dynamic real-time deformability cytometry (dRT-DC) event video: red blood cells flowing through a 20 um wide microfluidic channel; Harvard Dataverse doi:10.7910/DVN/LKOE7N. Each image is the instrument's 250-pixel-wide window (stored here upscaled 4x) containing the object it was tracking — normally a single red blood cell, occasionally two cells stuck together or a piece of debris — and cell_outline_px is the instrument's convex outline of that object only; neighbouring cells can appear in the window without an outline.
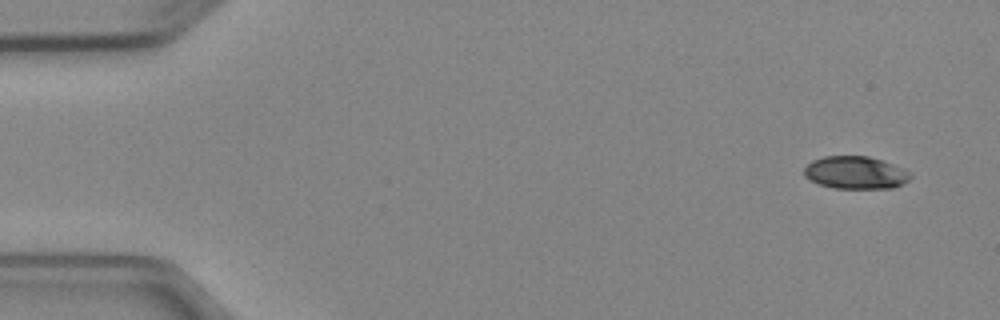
{"species": "Egyptian fruit bat (a non-hibernating species)", "species_latin": "Rousettus aegyptiacus", "temperature_condition": "cold", "stored_images_in_passage": 5, "camera_frame_rate_fps": 3000, "um_per_image_px": 0.085, "animal": {"sex": "female"}, "frame": {"image": 1, "passage_image": 1, "time_ms": 0.0, "image_size_px": [1000, 320], "cell_outline_px": [[912, 176], [904, 184], [892, 188], [832, 188], [816, 184], [804, 176], [804, 168], [812, 160], [824, 156], [868, 156], [884, 160], [904, 168], [912, 172]], "centroid_in_image_um": [72.74, 14.67], "position_along_channel_um": 12.3, "area_um2": 20.58}}
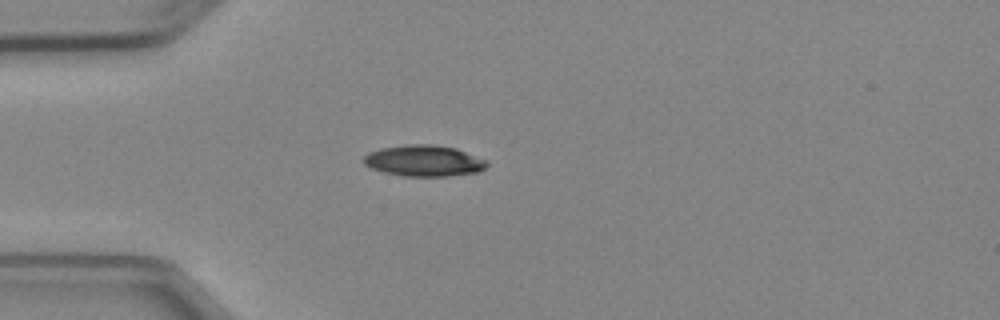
{"frame": {"image": 2, "passage_image": 4, "time_ms": 3.667, "image_size_px": [1000, 320], "cell_outline_px": [[488, 164], [480, 172], [448, 176], [404, 176], [384, 172], [372, 168], [364, 164], [360, 160], [368, 152], [380, 148], [408, 144], [432, 144], [456, 148], [488, 160]], "centroid_in_image_um": [36.03, 13.66], "position_along_channel_um": 49.0, "area_um2": 22.6}}